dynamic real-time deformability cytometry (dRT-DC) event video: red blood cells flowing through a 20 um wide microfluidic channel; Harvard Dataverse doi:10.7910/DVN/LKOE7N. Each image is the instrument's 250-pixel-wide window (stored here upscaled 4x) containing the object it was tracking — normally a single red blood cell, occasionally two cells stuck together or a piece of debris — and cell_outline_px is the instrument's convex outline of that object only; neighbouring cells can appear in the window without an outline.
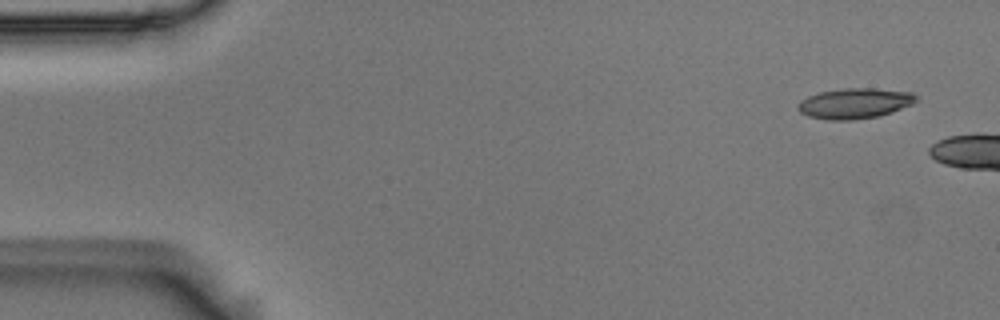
{"species": "Egyptian fruit bat (a non-hibernating species)", "species_latin": "Rousettus aegyptiacus", "temperature_condition": "room temperature", "stored_images_in_passage": 3, "camera_frame_rate_fps": 3000, "um_per_image_px": 0.085, "animal": {"sex": "male"}, "frame": {"image": 1, "passage_image": 1, "time_ms": 0.0, "image_size_px": [1000, 320], "cell_outline_px": [[916, 100], [912, 104], [892, 112], [880, 116], [852, 120], [828, 120], [808, 116], [800, 112], [796, 108], [800, 100], [808, 96], [820, 92], [844, 88], [876, 88], [912, 92], [916, 96]], "centroid_in_image_um": [72.64, 8.79], "position_along_channel_um": 12.4, "area_um2": 21.04}}